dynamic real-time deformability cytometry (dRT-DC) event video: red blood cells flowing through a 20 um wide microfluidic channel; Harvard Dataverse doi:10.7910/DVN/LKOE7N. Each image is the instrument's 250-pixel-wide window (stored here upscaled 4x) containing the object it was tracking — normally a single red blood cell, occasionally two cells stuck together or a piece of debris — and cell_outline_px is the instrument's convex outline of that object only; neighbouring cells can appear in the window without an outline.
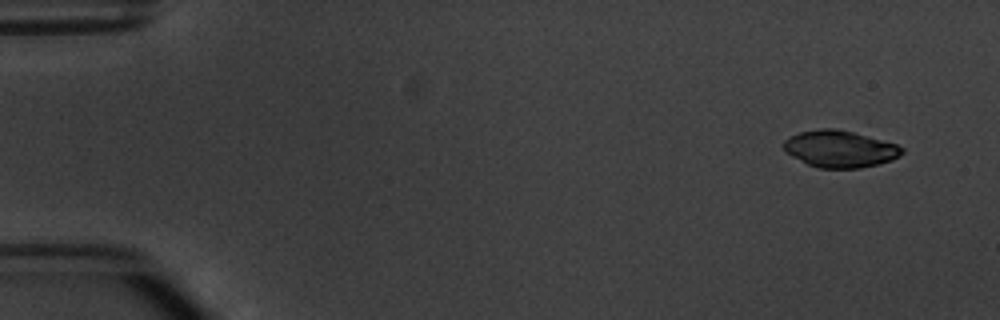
{"species": "common noctule bat (a hibernating species)", "species_latin": "Nyctalus noctula", "temperature_condition": "warm", "stored_images_in_passage": 4, "camera_frame_rate_fps": 3000, "um_per_image_px": 0.085, "animal": {"sex": "male", "body_mass_g": 20.1, "forearm_length_mm": 53.5}, "frame": {"image": 1, "passage_image": 1, "time_ms": 0.0, "image_size_px": [1000, 320], "cell_outline_px": [[904, 152], [900, 156], [892, 160], [860, 168], [816, 168], [784, 152], [784, 140], [800, 132], [820, 128], [836, 128], [852, 132], [896, 144], [904, 148]], "centroid_in_image_um": [71.39, 12.66], "position_along_channel_um": 13.6, "area_um2": 25.26}}
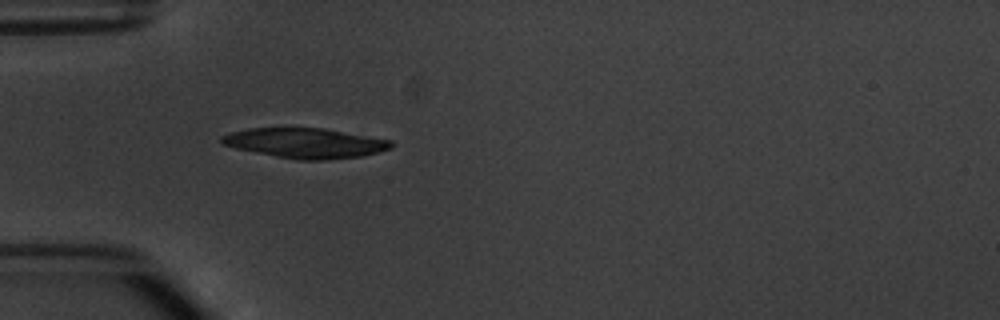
{"frame": {"image": 2, "passage_image": 4, "time_ms": 4.333, "image_size_px": [1000, 320], "cell_outline_px": [[392, 148], [360, 156], [324, 160], [296, 160], [236, 148], [224, 144], [220, 140], [220, 136], [232, 132], [248, 128], [324, 128], [392, 140]], "centroid_in_image_um": [25.96, 12.15], "position_along_channel_um": 59.0, "area_um2": 29.36}}